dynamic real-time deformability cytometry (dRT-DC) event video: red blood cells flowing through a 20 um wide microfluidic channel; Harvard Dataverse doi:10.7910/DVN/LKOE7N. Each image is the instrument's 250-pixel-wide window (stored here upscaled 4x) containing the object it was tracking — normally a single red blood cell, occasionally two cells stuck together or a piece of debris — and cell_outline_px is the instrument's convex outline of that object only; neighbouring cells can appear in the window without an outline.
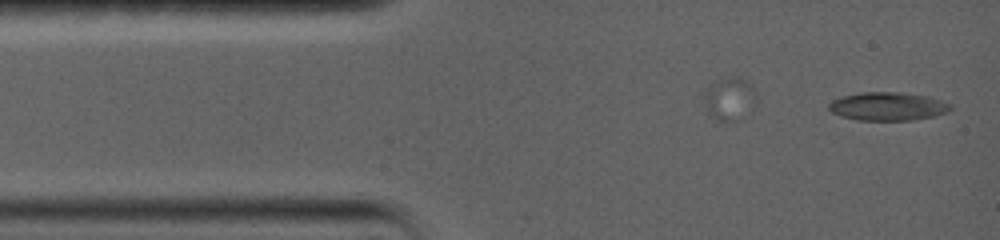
{"species": "common noctule bat (a hibernating species)", "species_latin": "Nyctalus noctula", "temperature_condition": "warm", "stored_images_in_passage": 6, "camera_frame_rate_fps": 5000, "um_per_image_px": 0.085, "animal": {"sex": "female", "body_mass_g": 19.0, "forearm_length_mm": 56.7}, "frame": {"image": 1, "passage_image": 6, "time_ms": 1.8, "image_size_px": [1000, 240], "cell_outline_px": [[952, 108], [948, 112], [932, 116], [912, 120], [860, 120], [840, 116], [832, 112], [828, 108], [828, 104], [832, 100], [844, 96], [860, 92], [900, 92], [928, 96], [952, 104]], "centroid_in_image_um": [75.46, 9.03], "position_along_channel_um": 9.5, "area_um2": 20.06}}